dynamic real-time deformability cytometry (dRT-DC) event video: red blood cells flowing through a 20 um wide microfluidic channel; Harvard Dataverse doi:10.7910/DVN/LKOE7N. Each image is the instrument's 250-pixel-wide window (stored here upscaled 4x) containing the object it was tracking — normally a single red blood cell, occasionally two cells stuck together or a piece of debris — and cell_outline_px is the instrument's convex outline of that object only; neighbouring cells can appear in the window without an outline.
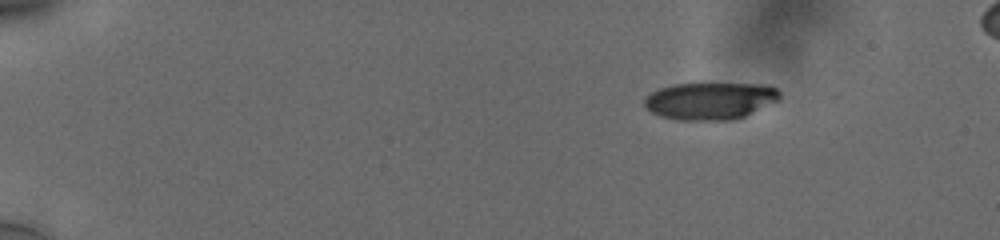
{"species": "human", "species_latin": "Homo sapiens", "temperature_condition": "cold", "stored_images_in_passage": 49, "camera_frame_rate_fps": 3000, "um_per_image_px": 0.085, "donor": {"sex": "male"}, "frame": {"image": 1, "passage_image": 1, "time_ms": 0.0, "image_size_px": [1000, 240], "cell_outline_px": [[780, 100], [744, 116], [732, 120], [680, 120], [660, 116], [652, 112], [644, 104], [644, 96], [660, 88], [672, 84], [704, 80], [768, 84], [776, 88], [780, 92]], "centroid_in_image_um": [60.39, 8.5], "position_along_channel_um": 24.6, "area_um2": 30.75}}
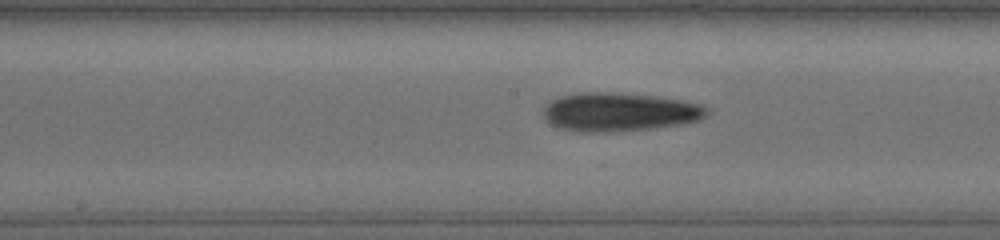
{"frame": {"image": 2, "passage_image": 24, "time_ms": 7.667, "image_size_px": [1000, 240], "cell_outline_px": [[708, 116], [700, 120], [684, 124], [656, 128], [604, 132], [584, 132], [560, 128], [544, 120], [544, 108], [552, 100], [560, 96], [576, 92], [616, 92], [660, 96], [684, 100], [704, 104], [708, 108]], "centroid_in_image_um": [52.72, 9.5], "position_along_channel_um": 195.5, "area_um2": 37.4}}
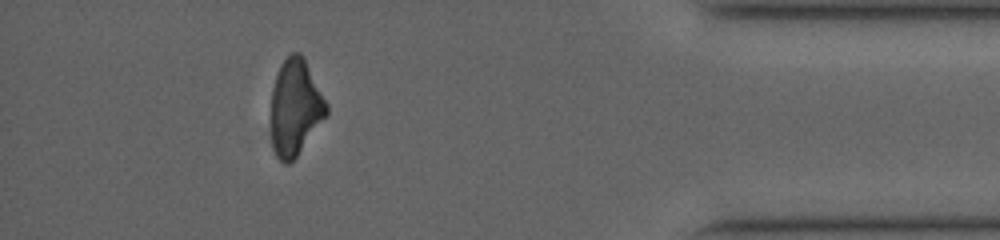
{"frame": {"image": 3, "passage_image": 44, "time_ms": 14.333, "image_size_px": [1000, 240], "cell_outline_px": [[328, 112], [296, 156], [288, 164], [284, 164], [276, 156], [272, 148], [272, 88], [280, 64], [292, 52], [300, 52], [304, 56], [328, 104]], "centroid_in_image_um": [25.09, 9.1], "position_along_channel_um": 410.1, "area_um2": 30.75}, "authors_computed_cell_mechanics": {"area_um2": 33.1194, "velocity_mm_per_s": 3.7878, "shape_relaxation_time_tau1_ms": 4.4228, "shape_relaxation_time_tau2_ms": null, "deformation_change_tau1": 0.1405, "deformation_change_tau2": null}}